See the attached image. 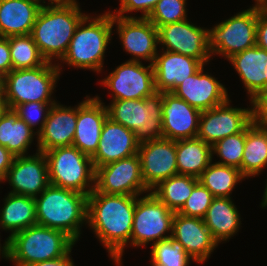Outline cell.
<instances>
[{
    "label": "cell",
    "instance_id": "obj_1",
    "mask_svg": "<svg viewBox=\"0 0 267 266\" xmlns=\"http://www.w3.org/2000/svg\"><path fill=\"white\" fill-rule=\"evenodd\" d=\"M137 198L101 193L95 189L87 198V225L116 266H122L125 247L131 244Z\"/></svg>",
    "mask_w": 267,
    "mask_h": 266
},
{
    "label": "cell",
    "instance_id": "obj_2",
    "mask_svg": "<svg viewBox=\"0 0 267 266\" xmlns=\"http://www.w3.org/2000/svg\"><path fill=\"white\" fill-rule=\"evenodd\" d=\"M86 15L81 11L77 0L63 5L41 7L30 35L47 62L62 60L76 27Z\"/></svg>",
    "mask_w": 267,
    "mask_h": 266
},
{
    "label": "cell",
    "instance_id": "obj_3",
    "mask_svg": "<svg viewBox=\"0 0 267 266\" xmlns=\"http://www.w3.org/2000/svg\"><path fill=\"white\" fill-rule=\"evenodd\" d=\"M95 15L87 14L76 27L67 53L60 63L57 62L60 73L64 67L62 62L75 69H87L96 73H101L104 69L105 53L113 39L111 35L114 25L109 11Z\"/></svg>",
    "mask_w": 267,
    "mask_h": 266
},
{
    "label": "cell",
    "instance_id": "obj_4",
    "mask_svg": "<svg viewBox=\"0 0 267 266\" xmlns=\"http://www.w3.org/2000/svg\"><path fill=\"white\" fill-rule=\"evenodd\" d=\"M88 195L49 184L35 199L37 224L65 232L75 242L87 224Z\"/></svg>",
    "mask_w": 267,
    "mask_h": 266
},
{
    "label": "cell",
    "instance_id": "obj_5",
    "mask_svg": "<svg viewBox=\"0 0 267 266\" xmlns=\"http://www.w3.org/2000/svg\"><path fill=\"white\" fill-rule=\"evenodd\" d=\"M75 244L65 232L36 224L8 239L7 260L15 266H28L62 257Z\"/></svg>",
    "mask_w": 267,
    "mask_h": 266
},
{
    "label": "cell",
    "instance_id": "obj_6",
    "mask_svg": "<svg viewBox=\"0 0 267 266\" xmlns=\"http://www.w3.org/2000/svg\"><path fill=\"white\" fill-rule=\"evenodd\" d=\"M60 74L56 61L32 69L11 70L3 82L7 108L14 110L29 102L56 103L52 94Z\"/></svg>",
    "mask_w": 267,
    "mask_h": 266
},
{
    "label": "cell",
    "instance_id": "obj_7",
    "mask_svg": "<svg viewBox=\"0 0 267 266\" xmlns=\"http://www.w3.org/2000/svg\"><path fill=\"white\" fill-rule=\"evenodd\" d=\"M163 92L144 99L111 101L108 117L136 134L139 144L162 138Z\"/></svg>",
    "mask_w": 267,
    "mask_h": 266
},
{
    "label": "cell",
    "instance_id": "obj_8",
    "mask_svg": "<svg viewBox=\"0 0 267 266\" xmlns=\"http://www.w3.org/2000/svg\"><path fill=\"white\" fill-rule=\"evenodd\" d=\"M51 185L89 195L95 189L92 158L74 146L56 147L44 152Z\"/></svg>",
    "mask_w": 267,
    "mask_h": 266
},
{
    "label": "cell",
    "instance_id": "obj_9",
    "mask_svg": "<svg viewBox=\"0 0 267 266\" xmlns=\"http://www.w3.org/2000/svg\"><path fill=\"white\" fill-rule=\"evenodd\" d=\"M257 3L207 29V48L213 55L228 60L256 45Z\"/></svg>",
    "mask_w": 267,
    "mask_h": 266
},
{
    "label": "cell",
    "instance_id": "obj_10",
    "mask_svg": "<svg viewBox=\"0 0 267 266\" xmlns=\"http://www.w3.org/2000/svg\"><path fill=\"white\" fill-rule=\"evenodd\" d=\"M136 200L132 233V247H145L170 239L175 212L162 203L151 191ZM169 233V234H168Z\"/></svg>",
    "mask_w": 267,
    "mask_h": 266
},
{
    "label": "cell",
    "instance_id": "obj_11",
    "mask_svg": "<svg viewBox=\"0 0 267 266\" xmlns=\"http://www.w3.org/2000/svg\"><path fill=\"white\" fill-rule=\"evenodd\" d=\"M101 85L111 90V101L150 97L156 92L153 65L127 60L102 79Z\"/></svg>",
    "mask_w": 267,
    "mask_h": 266
},
{
    "label": "cell",
    "instance_id": "obj_12",
    "mask_svg": "<svg viewBox=\"0 0 267 266\" xmlns=\"http://www.w3.org/2000/svg\"><path fill=\"white\" fill-rule=\"evenodd\" d=\"M95 190L115 195L140 196L149 193L141 175L138 154L95 169Z\"/></svg>",
    "mask_w": 267,
    "mask_h": 266
},
{
    "label": "cell",
    "instance_id": "obj_13",
    "mask_svg": "<svg viewBox=\"0 0 267 266\" xmlns=\"http://www.w3.org/2000/svg\"><path fill=\"white\" fill-rule=\"evenodd\" d=\"M228 99L212 109L201 111L197 138L213 146L217 141L242 132L253 120V105L232 107Z\"/></svg>",
    "mask_w": 267,
    "mask_h": 266
},
{
    "label": "cell",
    "instance_id": "obj_14",
    "mask_svg": "<svg viewBox=\"0 0 267 266\" xmlns=\"http://www.w3.org/2000/svg\"><path fill=\"white\" fill-rule=\"evenodd\" d=\"M120 42L125 52L132 58L129 61H148L153 64L158 54V28L148 18H124L112 15Z\"/></svg>",
    "mask_w": 267,
    "mask_h": 266
},
{
    "label": "cell",
    "instance_id": "obj_15",
    "mask_svg": "<svg viewBox=\"0 0 267 266\" xmlns=\"http://www.w3.org/2000/svg\"><path fill=\"white\" fill-rule=\"evenodd\" d=\"M160 50L179 53L209 64L211 53L207 48V28L196 26L188 19L158 28Z\"/></svg>",
    "mask_w": 267,
    "mask_h": 266
},
{
    "label": "cell",
    "instance_id": "obj_16",
    "mask_svg": "<svg viewBox=\"0 0 267 266\" xmlns=\"http://www.w3.org/2000/svg\"><path fill=\"white\" fill-rule=\"evenodd\" d=\"M141 175L151 191L160 182L178 175L176 141L159 138L139 144Z\"/></svg>",
    "mask_w": 267,
    "mask_h": 266
},
{
    "label": "cell",
    "instance_id": "obj_17",
    "mask_svg": "<svg viewBox=\"0 0 267 266\" xmlns=\"http://www.w3.org/2000/svg\"><path fill=\"white\" fill-rule=\"evenodd\" d=\"M3 181L12 187L8 193L36 198L50 184L45 154L16 156Z\"/></svg>",
    "mask_w": 267,
    "mask_h": 266
},
{
    "label": "cell",
    "instance_id": "obj_18",
    "mask_svg": "<svg viewBox=\"0 0 267 266\" xmlns=\"http://www.w3.org/2000/svg\"><path fill=\"white\" fill-rule=\"evenodd\" d=\"M171 238L194 260L203 264L217 248L218 243L211 236L204 219L186 217L175 212L172 221Z\"/></svg>",
    "mask_w": 267,
    "mask_h": 266
},
{
    "label": "cell",
    "instance_id": "obj_19",
    "mask_svg": "<svg viewBox=\"0 0 267 266\" xmlns=\"http://www.w3.org/2000/svg\"><path fill=\"white\" fill-rule=\"evenodd\" d=\"M108 111L105 103L97 95L86 98L77 105V122L72 146L92 157L97 151L101 131Z\"/></svg>",
    "mask_w": 267,
    "mask_h": 266
},
{
    "label": "cell",
    "instance_id": "obj_20",
    "mask_svg": "<svg viewBox=\"0 0 267 266\" xmlns=\"http://www.w3.org/2000/svg\"><path fill=\"white\" fill-rule=\"evenodd\" d=\"M204 67L205 65H202L172 91L175 96L200 111L212 109L229 99L225 85L210 75L208 71H204Z\"/></svg>",
    "mask_w": 267,
    "mask_h": 266
},
{
    "label": "cell",
    "instance_id": "obj_21",
    "mask_svg": "<svg viewBox=\"0 0 267 266\" xmlns=\"http://www.w3.org/2000/svg\"><path fill=\"white\" fill-rule=\"evenodd\" d=\"M201 111L172 92H163L162 138L178 141L195 138Z\"/></svg>",
    "mask_w": 267,
    "mask_h": 266
},
{
    "label": "cell",
    "instance_id": "obj_22",
    "mask_svg": "<svg viewBox=\"0 0 267 266\" xmlns=\"http://www.w3.org/2000/svg\"><path fill=\"white\" fill-rule=\"evenodd\" d=\"M136 134L123 125L105 120L97 151L91 157L94 169L138 154Z\"/></svg>",
    "mask_w": 267,
    "mask_h": 266
},
{
    "label": "cell",
    "instance_id": "obj_23",
    "mask_svg": "<svg viewBox=\"0 0 267 266\" xmlns=\"http://www.w3.org/2000/svg\"><path fill=\"white\" fill-rule=\"evenodd\" d=\"M77 122L75 107L54 103L48 113L43 129L38 133L37 152H45L56 147L72 146Z\"/></svg>",
    "mask_w": 267,
    "mask_h": 266
},
{
    "label": "cell",
    "instance_id": "obj_24",
    "mask_svg": "<svg viewBox=\"0 0 267 266\" xmlns=\"http://www.w3.org/2000/svg\"><path fill=\"white\" fill-rule=\"evenodd\" d=\"M231 63L250 97V105L267 90V51L255 45L233 55Z\"/></svg>",
    "mask_w": 267,
    "mask_h": 266
},
{
    "label": "cell",
    "instance_id": "obj_25",
    "mask_svg": "<svg viewBox=\"0 0 267 266\" xmlns=\"http://www.w3.org/2000/svg\"><path fill=\"white\" fill-rule=\"evenodd\" d=\"M153 62L156 92H172L179 84L193 75L203 64L190 56L165 50Z\"/></svg>",
    "mask_w": 267,
    "mask_h": 266
},
{
    "label": "cell",
    "instance_id": "obj_26",
    "mask_svg": "<svg viewBox=\"0 0 267 266\" xmlns=\"http://www.w3.org/2000/svg\"><path fill=\"white\" fill-rule=\"evenodd\" d=\"M41 7L36 0H0V36L30 35Z\"/></svg>",
    "mask_w": 267,
    "mask_h": 266
},
{
    "label": "cell",
    "instance_id": "obj_27",
    "mask_svg": "<svg viewBox=\"0 0 267 266\" xmlns=\"http://www.w3.org/2000/svg\"><path fill=\"white\" fill-rule=\"evenodd\" d=\"M240 216L232 198L215 197L203 219L213 239L220 244L237 234L242 224Z\"/></svg>",
    "mask_w": 267,
    "mask_h": 266
},
{
    "label": "cell",
    "instance_id": "obj_28",
    "mask_svg": "<svg viewBox=\"0 0 267 266\" xmlns=\"http://www.w3.org/2000/svg\"><path fill=\"white\" fill-rule=\"evenodd\" d=\"M3 200L4 205L0 210V229L10 232L7 239L37 224L33 197L8 193Z\"/></svg>",
    "mask_w": 267,
    "mask_h": 266
},
{
    "label": "cell",
    "instance_id": "obj_29",
    "mask_svg": "<svg viewBox=\"0 0 267 266\" xmlns=\"http://www.w3.org/2000/svg\"><path fill=\"white\" fill-rule=\"evenodd\" d=\"M36 136V131L14 110L7 109L0 116V145L5 146L15 157L27 156L34 138H38Z\"/></svg>",
    "mask_w": 267,
    "mask_h": 266
},
{
    "label": "cell",
    "instance_id": "obj_30",
    "mask_svg": "<svg viewBox=\"0 0 267 266\" xmlns=\"http://www.w3.org/2000/svg\"><path fill=\"white\" fill-rule=\"evenodd\" d=\"M267 168V127L254 120L245 128V147L241 173L248 179L260 175Z\"/></svg>",
    "mask_w": 267,
    "mask_h": 266
},
{
    "label": "cell",
    "instance_id": "obj_31",
    "mask_svg": "<svg viewBox=\"0 0 267 266\" xmlns=\"http://www.w3.org/2000/svg\"><path fill=\"white\" fill-rule=\"evenodd\" d=\"M176 157L178 174L196 178L214 160L212 146L197 137L176 141Z\"/></svg>",
    "mask_w": 267,
    "mask_h": 266
},
{
    "label": "cell",
    "instance_id": "obj_32",
    "mask_svg": "<svg viewBox=\"0 0 267 266\" xmlns=\"http://www.w3.org/2000/svg\"><path fill=\"white\" fill-rule=\"evenodd\" d=\"M246 179L238 168L218 163L209 166L198 177L214 197L232 198L231 194L236 185Z\"/></svg>",
    "mask_w": 267,
    "mask_h": 266
},
{
    "label": "cell",
    "instance_id": "obj_33",
    "mask_svg": "<svg viewBox=\"0 0 267 266\" xmlns=\"http://www.w3.org/2000/svg\"><path fill=\"white\" fill-rule=\"evenodd\" d=\"M198 182L194 176L178 174L160 182L151 192L170 210L178 212Z\"/></svg>",
    "mask_w": 267,
    "mask_h": 266
},
{
    "label": "cell",
    "instance_id": "obj_34",
    "mask_svg": "<svg viewBox=\"0 0 267 266\" xmlns=\"http://www.w3.org/2000/svg\"><path fill=\"white\" fill-rule=\"evenodd\" d=\"M12 69H32L47 61L41 55L31 35L9 36Z\"/></svg>",
    "mask_w": 267,
    "mask_h": 266
},
{
    "label": "cell",
    "instance_id": "obj_35",
    "mask_svg": "<svg viewBox=\"0 0 267 266\" xmlns=\"http://www.w3.org/2000/svg\"><path fill=\"white\" fill-rule=\"evenodd\" d=\"M151 266H189L194 260L172 238L151 245Z\"/></svg>",
    "mask_w": 267,
    "mask_h": 266
},
{
    "label": "cell",
    "instance_id": "obj_36",
    "mask_svg": "<svg viewBox=\"0 0 267 266\" xmlns=\"http://www.w3.org/2000/svg\"><path fill=\"white\" fill-rule=\"evenodd\" d=\"M245 147V129L217 141L212 146V156L217 155L219 161L215 162L221 165L232 166L241 171V162Z\"/></svg>",
    "mask_w": 267,
    "mask_h": 266
},
{
    "label": "cell",
    "instance_id": "obj_37",
    "mask_svg": "<svg viewBox=\"0 0 267 266\" xmlns=\"http://www.w3.org/2000/svg\"><path fill=\"white\" fill-rule=\"evenodd\" d=\"M187 0H159L148 19L157 27L187 18Z\"/></svg>",
    "mask_w": 267,
    "mask_h": 266
},
{
    "label": "cell",
    "instance_id": "obj_38",
    "mask_svg": "<svg viewBox=\"0 0 267 266\" xmlns=\"http://www.w3.org/2000/svg\"><path fill=\"white\" fill-rule=\"evenodd\" d=\"M215 197L200 182H198L182 208L177 212L186 217L204 218Z\"/></svg>",
    "mask_w": 267,
    "mask_h": 266
},
{
    "label": "cell",
    "instance_id": "obj_39",
    "mask_svg": "<svg viewBox=\"0 0 267 266\" xmlns=\"http://www.w3.org/2000/svg\"><path fill=\"white\" fill-rule=\"evenodd\" d=\"M54 103L29 102L18 105L14 111L38 134L47 120ZM38 125V128H37Z\"/></svg>",
    "mask_w": 267,
    "mask_h": 266
},
{
    "label": "cell",
    "instance_id": "obj_40",
    "mask_svg": "<svg viewBox=\"0 0 267 266\" xmlns=\"http://www.w3.org/2000/svg\"><path fill=\"white\" fill-rule=\"evenodd\" d=\"M120 1V7L119 10L115 8L116 10L109 12L112 15L124 17V18H137V16H129L126 15V13H132L134 12H141V16H138V18H148L150 13L155 8L156 4L159 2V0H119Z\"/></svg>",
    "mask_w": 267,
    "mask_h": 266
},
{
    "label": "cell",
    "instance_id": "obj_41",
    "mask_svg": "<svg viewBox=\"0 0 267 266\" xmlns=\"http://www.w3.org/2000/svg\"><path fill=\"white\" fill-rule=\"evenodd\" d=\"M256 45L267 51V8L257 3Z\"/></svg>",
    "mask_w": 267,
    "mask_h": 266
},
{
    "label": "cell",
    "instance_id": "obj_42",
    "mask_svg": "<svg viewBox=\"0 0 267 266\" xmlns=\"http://www.w3.org/2000/svg\"><path fill=\"white\" fill-rule=\"evenodd\" d=\"M254 121L267 127V90L253 101Z\"/></svg>",
    "mask_w": 267,
    "mask_h": 266
},
{
    "label": "cell",
    "instance_id": "obj_43",
    "mask_svg": "<svg viewBox=\"0 0 267 266\" xmlns=\"http://www.w3.org/2000/svg\"><path fill=\"white\" fill-rule=\"evenodd\" d=\"M12 69L8 37L0 36V73L8 74Z\"/></svg>",
    "mask_w": 267,
    "mask_h": 266
},
{
    "label": "cell",
    "instance_id": "obj_44",
    "mask_svg": "<svg viewBox=\"0 0 267 266\" xmlns=\"http://www.w3.org/2000/svg\"><path fill=\"white\" fill-rule=\"evenodd\" d=\"M15 156L5 147L0 145V180L2 181L12 166Z\"/></svg>",
    "mask_w": 267,
    "mask_h": 266
},
{
    "label": "cell",
    "instance_id": "obj_45",
    "mask_svg": "<svg viewBox=\"0 0 267 266\" xmlns=\"http://www.w3.org/2000/svg\"><path fill=\"white\" fill-rule=\"evenodd\" d=\"M70 250L66 255L47 261H41L37 263L30 264L28 266H75Z\"/></svg>",
    "mask_w": 267,
    "mask_h": 266
},
{
    "label": "cell",
    "instance_id": "obj_46",
    "mask_svg": "<svg viewBox=\"0 0 267 266\" xmlns=\"http://www.w3.org/2000/svg\"><path fill=\"white\" fill-rule=\"evenodd\" d=\"M41 6H46V0H36ZM76 0H48L47 5H63V4H68L71 2H74Z\"/></svg>",
    "mask_w": 267,
    "mask_h": 266
},
{
    "label": "cell",
    "instance_id": "obj_47",
    "mask_svg": "<svg viewBox=\"0 0 267 266\" xmlns=\"http://www.w3.org/2000/svg\"><path fill=\"white\" fill-rule=\"evenodd\" d=\"M0 241H1V238H0ZM0 256L7 260V257H8V239L7 238H6L3 246L1 245V242H0Z\"/></svg>",
    "mask_w": 267,
    "mask_h": 266
},
{
    "label": "cell",
    "instance_id": "obj_48",
    "mask_svg": "<svg viewBox=\"0 0 267 266\" xmlns=\"http://www.w3.org/2000/svg\"><path fill=\"white\" fill-rule=\"evenodd\" d=\"M7 105L3 91H0V116L7 110Z\"/></svg>",
    "mask_w": 267,
    "mask_h": 266
},
{
    "label": "cell",
    "instance_id": "obj_49",
    "mask_svg": "<svg viewBox=\"0 0 267 266\" xmlns=\"http://www.w3.org/2000/svg\"><path fill=\"white\" fill-rule=\"evenodd\" d=\"M266 182H267V179H266ZM266 187H265V190H264V192H263V198H262V202H261V208L263 209H265L266 207H267V183H266V185H265Z\"/></svg>",
    "mask_w": 267,
    "mask_h": 266
},
{
    "label": "cell",
    "instance_id": "obj_50",
    "mask_svg": "<svg viewBox=\"0 0 267 266\" xmlns=\"http://www.w3.org/2000/svg\"><path fill=\"white\" fill-rule=\"evenodd\" d=\"M4 75L0 73V91H3Z\"/></svg>",
    "mask_w": 267,
    "mask_h": 266
},
{
    "label": "cell",
    "instance_id": "obj_51",
    "mask_svg": "<svg viewBox=\"0 0 267 266\" xmlns=\"http://www.w3.org/2000/svg\"><path fill=\"white\" fill-rule=\"evenodd\" d=\"M267 0H255V3H260V4H264Z\"/></svg>",
    "mask_w": 267,
    "mask_h": 266
}]
</instances>
